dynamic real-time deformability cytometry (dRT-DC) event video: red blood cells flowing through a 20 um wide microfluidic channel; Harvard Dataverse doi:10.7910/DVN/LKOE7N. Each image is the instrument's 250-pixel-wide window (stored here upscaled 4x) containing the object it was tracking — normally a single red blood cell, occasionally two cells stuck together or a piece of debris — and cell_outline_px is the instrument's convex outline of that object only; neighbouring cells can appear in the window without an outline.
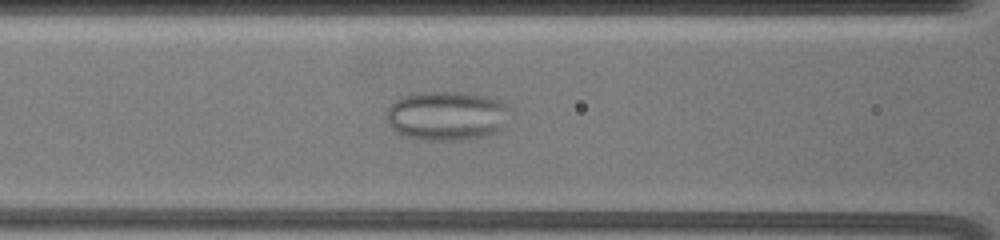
{"species": "common noctule bat (a hibernating species)", "species_latin": "Nyctalus noctula", "temperature_condition": "warm", "stored_images_in_passage": 35, "camera_frame_rate_fps": 3000, "um_per_image_px": 0.085, "animal": {"sex": "female", "body_mass_g": 19.5, "forearm_length_mm": 54.1}, "frame": {"image": 1, "passage_image": 8, "time_ms": 3.0, "image_size_px": [1000, 240], "cell_outline_px": [[508, 108], [500, 132], [484, 136], [460, 140], [428, 140], [408, 136], [396, 132], [388, 124], [384, 116], [388, 104], [400, 96], [428, 92], [460, 92], [488, 96], [500, 100]], "centroid_in_image_um": [37.9, 9.83], "position_along_channel_um": 128.7, "area_um2": 35.49}}
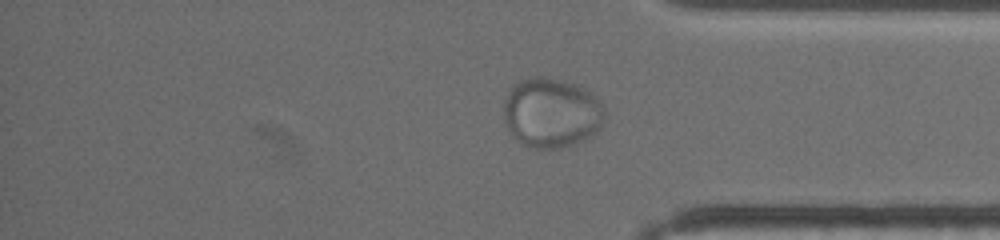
{"frame": {"image": 2, "passage_image": 27, "time_ms": 11.0, "image_size_px": [1000, 240], "cell_outline_px": [[604, 120], [600, 128], [592, 136], [576, 144], [560, 148], [536, 148], [524, 144], [508, 128], [504, 120], [504, 100], [508, 92], [520, 80], [536, 76], [540, 76], [560, 80], [572, 84], [588, 92], [600, 100], [604, 108]], "centroid_in_image_um": [46.89, 9.6], "position_along_channel_um": 388.3, "area_um2": 40.58}}
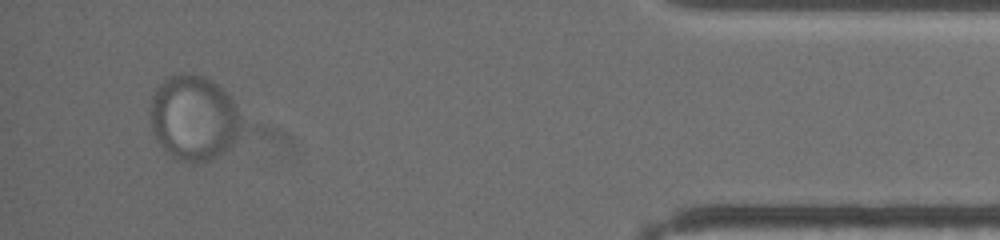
{"frame": {"image": 3, "passage_image": 32, "time_ms": 13.333, "image_size_px": [1000, 240], "cell_outline_px": [[240, 124], [232, 148], [220, 156], [212, 160], [196, 164], [176, 160], [164, 152], [156, 140], [152, 128], [152, 96], [156, 88], [164, 80], [172, 76], [184, 72], [204, 76], [216, 84], [232, 100]], "centroid_in_image_um": [16.44, 10.09], "position_along_channel_um": 418.8, "area_um2": 44.97}}